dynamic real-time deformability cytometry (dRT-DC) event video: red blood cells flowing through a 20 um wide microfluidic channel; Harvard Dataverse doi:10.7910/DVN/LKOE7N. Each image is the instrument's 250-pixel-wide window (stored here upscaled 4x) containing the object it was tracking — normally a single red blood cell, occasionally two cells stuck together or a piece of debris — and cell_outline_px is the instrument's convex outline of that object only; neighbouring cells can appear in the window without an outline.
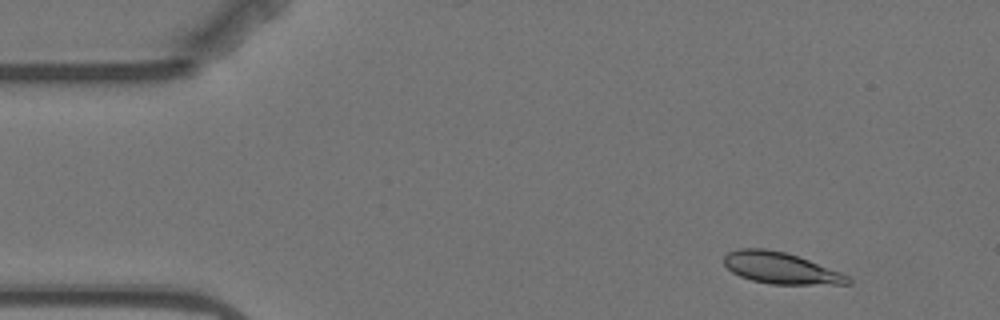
{"species": "Egyptian fruit bat (a non-hibernating species)", "species_latin": "Rousettus aegyptiacus", "temperature_condition": "warm", "stored_images_in_passage": 10, "camera_frame_rate_fps": 3000, "um_per_image_px": 0.085, "animal": {"sex": "female"}, "frame": {"image": 1, "passage_image": 1, "time_ms": 0.0, "image_size_px": [1000, 320], "cell_outline_px": [[852, 284], [772, 284], [752, 280], [740, 276], [732, 272], [724, 264], [724, 256], [728, 252], [740, 248], [764, 248], [784, 252], [808, 260], [840, 272], [848, 276], [852, 280]], "centroid_in_image_um": [66.34, 22.79], "position_along_channel_um": 18.7, "area_um2": 22.43}}
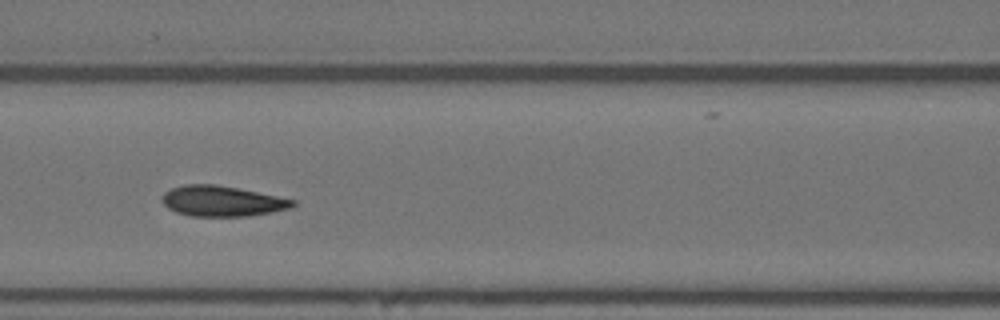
{"frame": {"image": 2, "passage_image": 6, "time_ms": 6.0, "image_size_px": [1000, 320], "cell_outline_px": [[296, 204], [292, 208], [272, 212], [248, 216], [192, 216], [176, 212], [168, 208], [160, 200], [160, 196], [164, 192], [172, 188], [184, 184], [216, 184], [296, 200]], "centroid_in_image_um": [18.84, 17.09], "position_along_channel_um": 147.8, "area_um2": 23.24}}
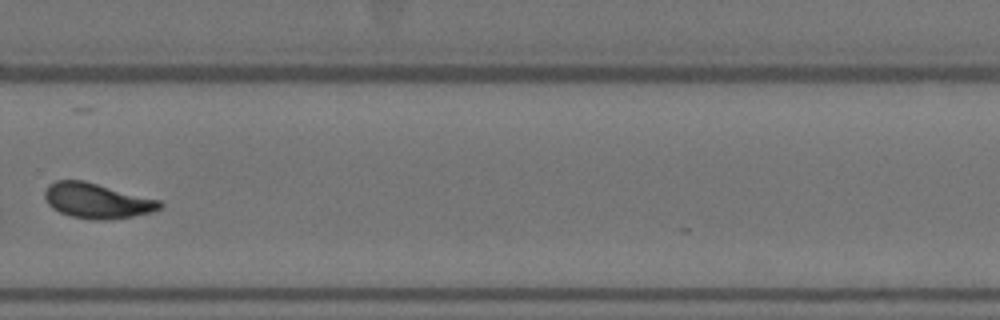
{"frame": {"image": 3, "passage_image": 10, "time_ms": 11.0, "image_size_px": [1000, 320], "cell_outline_px": [[164, 204], [160, 208], [152, 212], [132, 216], [100, 220], [92, 220], [72, 216], [60, 212], [52, 208], [48, 204], [44, 196], [44, 192], [48, 184], [56, 180], [84, 180], [160, 200]], "centroid_in_image_um": [8.22, 17.05], "position_along_channel_um": 321.6, "area_um2": 23.52}}